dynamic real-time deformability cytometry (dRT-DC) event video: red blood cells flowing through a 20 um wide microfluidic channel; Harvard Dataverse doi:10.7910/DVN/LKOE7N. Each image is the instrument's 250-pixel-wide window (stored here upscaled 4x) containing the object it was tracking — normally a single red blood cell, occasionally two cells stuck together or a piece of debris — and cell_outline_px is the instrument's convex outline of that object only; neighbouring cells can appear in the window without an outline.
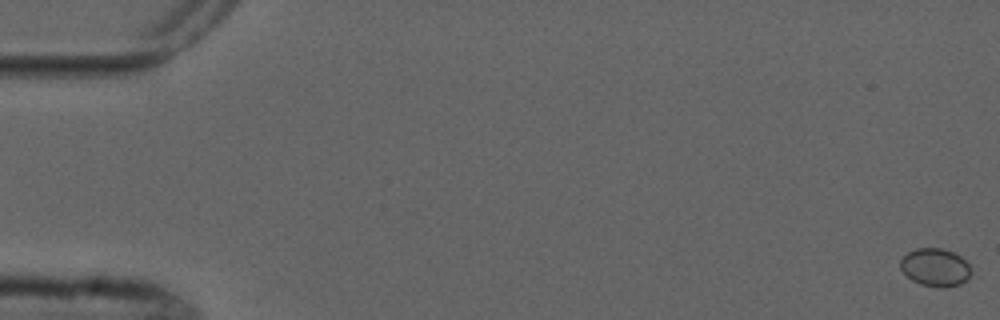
{"species": "common noctule bat (a hibernating species)", "species_latin": "Nyctalus noctula", "temperature_condition": "cold", "stored_images_in_passage": 6, "camera_frame_rate_fps": 3000, "um_per_image_px": 0.085, "animal": {"sex": "male", "forearm_length_mm": 52.5}, "frame": {"image": 1, "passage_image": 1, "time_ms": 0.0, "image_size_px": [1000, 320], "cell_outline_px": [[972, 272], [968, 280], [960, 284], [944, 288], [940, 288], [920, 284], [912, 280], [900, 268], [900, 256], [916, 248], [940, 248], [952, 252], [960, 256], [968, 264]], "centroid_in_image_um": [79.49, 22.73], "position_along_channel_um": 5.5, "area_um2": 15.78}}
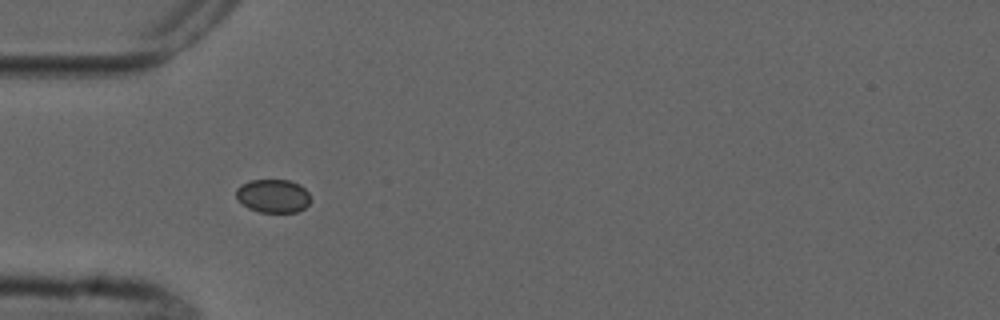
{"frame": {"image": 2, "passage_image": 5, "time_ms": 5.667, "image_size_px": [1000, 320], "cell_outline_px": [[312, 200], [304, 208], [296, 212], [260, 212], [248, 208], [236, 196], [236, 188], [240, 184], [252, 180], [288, 180], [300, 184], [308, 192]], "centroid_in_image_um": [23.23, 16.65], "position_along_channel_um": 61.8, "area_um2": 14.51}}
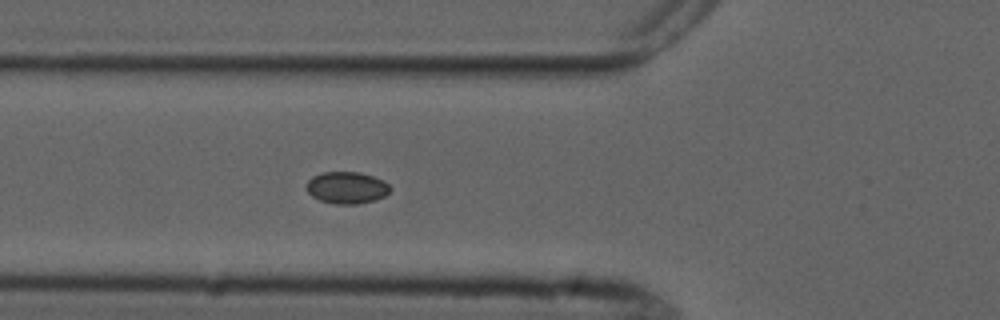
{"frame": {"image": 3, "passage_image": 6, "time_ms": 6.667, "image_size_px": [1000, 320], "cell_outline_px": [[392, 188], [384, 196], [376, 200], [356, 204], [336, 204], [320, 200], [312, 196], [308, 192], [308, 180], [312, 176], [320, 172], [360, 172], [384, 180]], "centroid_in_image_um": [29.49, 15.94], "position_along_channel_um": 96.3, "area_um2": 15.55}}